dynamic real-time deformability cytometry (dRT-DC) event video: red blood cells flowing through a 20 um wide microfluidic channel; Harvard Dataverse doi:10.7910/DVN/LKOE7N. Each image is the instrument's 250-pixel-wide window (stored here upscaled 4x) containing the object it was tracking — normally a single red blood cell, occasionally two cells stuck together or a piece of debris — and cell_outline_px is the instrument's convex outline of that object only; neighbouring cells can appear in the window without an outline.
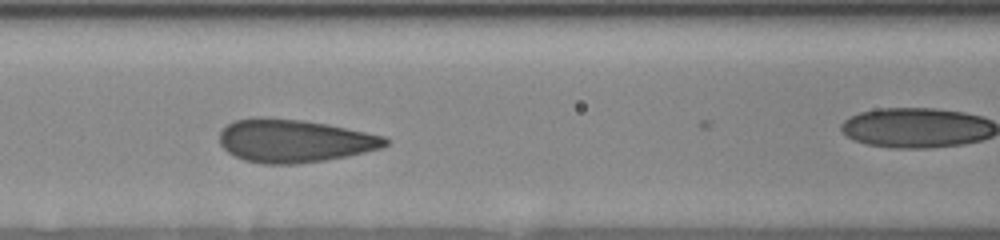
{"species": "human", "species_latin": "Homo sapiens", "temperature_condition": "room temperature", "stored_images_in_passage": 9, "segment_of_instrument_passage": [1, 2], "camera_frame_rate_fps": 3000, "um_per_image_px": 0.085, "donor": {"sex": "female"}, "frame": {"image": 1, "passage_image": 7, "time_ms": 3.333, "image_size_px": [1000, 240], "cell_outline_px": [[388, 144], [380, 148], [348, 156], [324, 160], [296, 164], [260, 164], [244, 160], [228, 152], [220, 144], [220, 132], [228, 124], [236, 120], [260, 116], [304, 120], [384, 136], [388, 140]], "centroid_in_image_um": [24.97, 11.97], "position_along_channel_um": 141.6, "area_um2": 41.33}}